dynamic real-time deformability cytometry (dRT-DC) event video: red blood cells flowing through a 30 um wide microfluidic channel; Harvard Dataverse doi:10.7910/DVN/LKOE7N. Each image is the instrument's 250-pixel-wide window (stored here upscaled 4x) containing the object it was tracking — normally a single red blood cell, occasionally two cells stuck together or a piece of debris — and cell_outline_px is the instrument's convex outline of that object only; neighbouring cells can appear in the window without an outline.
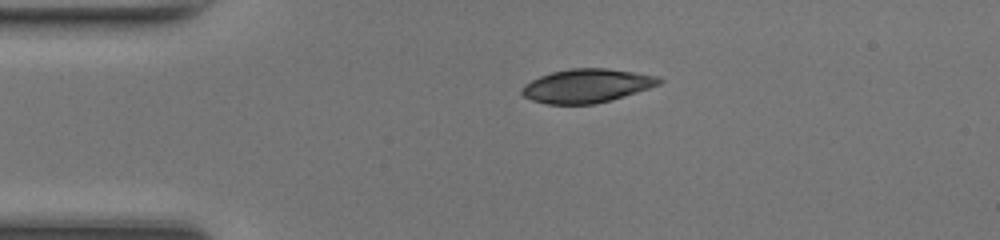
{"species": "common noctule bat (a hibernating species)", "species_latin": "Nyctalus noctula", "temperature_condition": "room temperature", "stored_images_in_passage": 32, "camera_frame_rate_fps": 3000, "um_per_image_px": 0.085, "animal": {"sex": "female", "body_mass_g": 17.0, "forearm_length_mm": 48.0}, "frame": {"image": 1, "passage_image": 1, "time_ms": 0.0, "image_size_px": [1000, 240], "cell_outline_px": [[664, 80], [660, 84], [612, 100], [596, 104], [548, 104], [532, 100], [524, 96], [520, 92], [520, 88], [524, 84], [540, 76], [552, 72], [572, 68], [608, 68], [660, 76]], "centroid_in_image_um": [49.88, 7.29], "position_along_channel_um": 35.1, "area_um2": 27.05}}
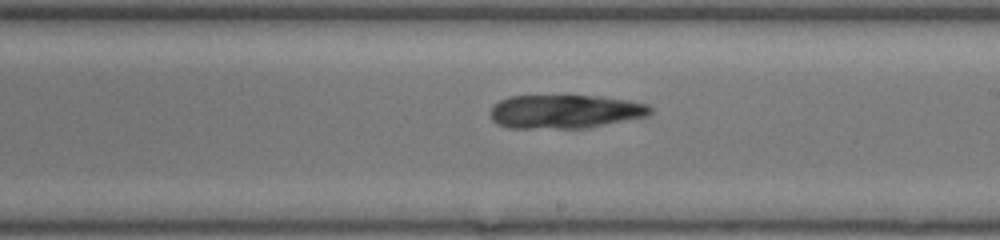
{"frame": {"image": 2, "passage_image": 18, "time_ms": 5.667, "image_size_px": [1000, 240], "cell_outline_px": [[652, 112], [648, 116], [588, 128], [508, 128], [496, 124], [492, 120], [492, 108], [500, 100], [508, 96], [600, 96], [628, 100], [648, 104], [652, 108]], "centroid_in_image_um": [48.06, 9.49], "position_along_channel_um": 240.9, "area_um2": 31.5}}
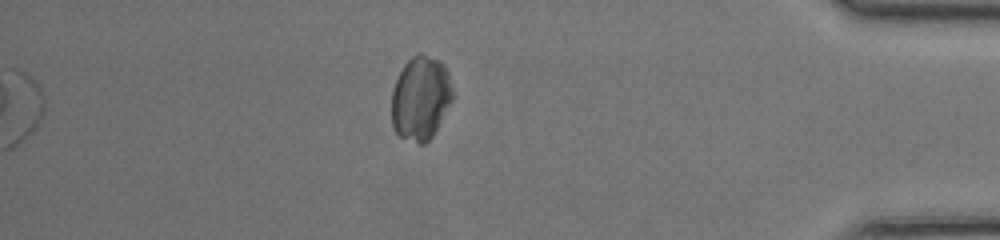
{"frame": {"image": 3, "passage_image": 32, "time_ms": 10.333, "image_size_px": [1000, 240], "cell_outline_px": [[456, 96], [432, 136], [424, 144], [420, 144], [400, 136], [392, 128], [392, 92], [396, 80], [404, 64], [416, 52], [420, 52], [440, 60], [444, 64], [448, 72]], "centroid_in_image_um": [35.79, 8.31], "position_along_channel_um": 399.4, "area_um2": 30.35}}